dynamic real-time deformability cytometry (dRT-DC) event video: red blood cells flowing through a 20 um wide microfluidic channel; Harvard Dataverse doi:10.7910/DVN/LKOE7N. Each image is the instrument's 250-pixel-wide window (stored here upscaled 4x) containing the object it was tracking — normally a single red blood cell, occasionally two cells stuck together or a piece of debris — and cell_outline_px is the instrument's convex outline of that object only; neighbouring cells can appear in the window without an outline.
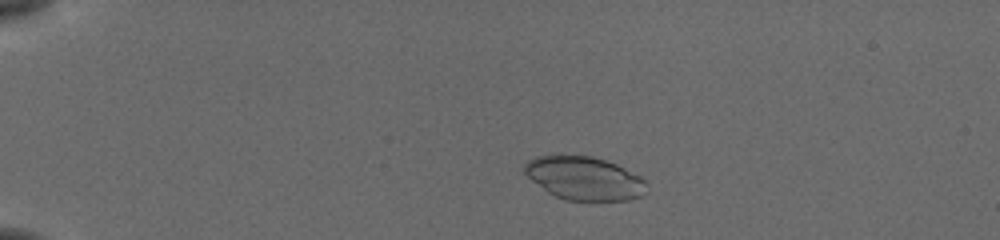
{"species": "common noctule bat (a hibernating species)", "species_latin": "Nyctalus noctula", "temperature_condition": "cold", "stored_images_in_passage": 50, "camera_frame_rate_fps": 3000, "um_per_image_px": 0.085, "animal": {"sex": "female", "body_mass_g": 19.5, "forearm_length_mm": 54.1}, "frame": {"image": 1, "passage_image": 8, "time_ms": 2.333, "image_size_px": [1000, 240], "cell_outline_px": [[648, 192], [640, 196], [628, 200], [564, 200], [548, 192], [532, 180], [524, 172], [524, 164], [528, 160], [536, 156], [592, 156], [616, 164], [640, 176], [648, 184]], "centroid_in_image_um": [49.69, 15.16], "position_along_channel_um": 35.3, "area_um2": 30.63}}